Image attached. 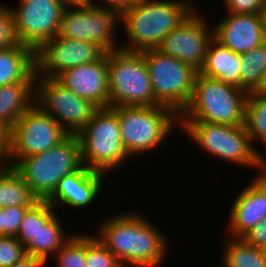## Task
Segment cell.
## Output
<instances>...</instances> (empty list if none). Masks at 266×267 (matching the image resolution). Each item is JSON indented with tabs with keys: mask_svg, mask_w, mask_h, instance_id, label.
Instances as JSON below:
<instances>
[{
	"mask_svg": "<svg viewBox=\"0 0 266 267\" xmlns=\"http://www.w3.org/2000/svg\"><path fill=\"white\" fill-rule=\"evenodd\" d=\"M114 214L97 228L101 243L123 267H160L170 250L166 235L137 211Z\"/></svg>",
	"mask_w": 266,
	"mask_h": 267,
	"instance_id": "1",
	"label": "cell"
},
{
	"mask_svg": "<svg viewBox=\"0 0 266 267\" xmlns=\"http://www.w3.org/2000/svg\"><path fill=\"white\" fill-rule=\"evenodd\" d=\"M196 0H136L120 13L127 43L121 50H155L196 8ZM126 44V46H125Z\"/></svg>",
	"mask_w": 266,
	"mask_h": 267,
	"instance_id": "2",
	"label": "cell"
},
{
	"mask_svg": "<svg viewBox=\"0 0 266 267\" xmlns=\"http://www.w3.org/2000/svg\"><path fill=\"white\" fill-rule=\"evenodd\" d=\"M249 93L222 80L197 73L194 92L180 122H208L244 126Z\"/></svg>",
	"mask_w": 266,
	"mask_h": 267,
	"instance_id": "3",
	"label": "cell"
},
{
	"mask_svg": "<svg viewBox=\"0 0 266 267\" xmlns=\"http://www.w3.org/2000/svg\"><path fill=\"white\" fill-rule=\"evenodd\" d=\"M118 117L121 141L129 156H141L164 144L179 128L180 116L163 105L110 107Z\"/></svg>",
	"mask_w": 266,
	"mask_h": 267,
	"instance_id": "4",
	"label": "cell"
},
{
	"mask_svg": "<svg viewBox=\"0 0 266 267\" xmlns=\"http://www.w3.org/2000/svg\"><path fill=\"white\" fill-rule=\"evenodd\" d=\"M81 166L79 138L77 135H68L53 148L20 158L12 167L39 200H47L59 181Z\"/></svg>",
	"mask_w": 266,
	"mask_h": 267,
	"instance_id": "5",
	"label": "cell"
},
{
	"mask_svg": "<svg viewBox=\"0 0 266 267\" xmlns=\"http://www.w3.org/2000/svg\"><path fill=\"white\" fill-rule=\"evenodd\" d=\"M77 136L81 162L88 169L108 175L131 158L121 141L117 114L110 107L99 108Z\"/></svg>",
	"mask_w": 266,
	"mask_h": 267,
	"instance_id": "6",
	"label": "cell"
},
{
	"mask_svg": "<svg viewBox=\"0 0 266 267\" xmlns=\"http://www.w3.org/2000/svg\"><path fill=\"white\" fill-rule=\"evenodd\" d=\"M110 107L157 106L149 70L141 52L107 53Z\"/></svg>",
	"mask_w": 266,
	"mask_h": 267,
	"instance_id": "7",
	"label": "cell"
},
{
	"mask_svg": "<svg viewBox=\"0 0 266 267\" xmlns=\"http://www.w3.org/2000/svg\"><path fill=\"white\" fill-rule=\"evenodd\" d=\"M179 128L209 155L258 171L259 155L244 126L208 122H180Z\"/></svg>",
	"mask_w": 266,
	"mask_h": 267,
	"instance_id": "8",
	"label": "cell"
},
{
	"mask_svg": "<svg viewBox=\"0 0 266 267\" xmlns=\"http://www.w3.org/2000/svg\"><path fill=\"white\" fill-rule=\"evenodd\" d=\"M142 53L149 70L154 98L180 116L192 99L198 71L156 49Z\"/></svg>",
	"mask_w": 266,
	"mask_h": 267,
	"instance_id": "9",
	"label": "cell"
},
{
	"mask_svg": "<svg viewBox=\"0 0 266 267\" xmlns=\"http://www.w3.org/2000/svg\"><path fill=\"white\" fill-rule=\"evenodd\" d=\"M118 24V25H117ZM120 13L117 10L94 5L66 7L63 11L58 36L89 41L105 53L118 51L116 44ZM116 27V28H115Z\"/></svg>",
	"mask_w": 266,
	"mask_h": 267,
	"instance_id": "10",
	"label": "cell"
},
{
	"mask_svg": "<svg viewBox=\"0 0 266 267\" xmlns=\"http://www.w3.org/2000/svg\"><path fill=\"white\" fill-rule=\"evenodd\" d=\"M35 104L49 114L68 135H78L99 109L55 78L36 76Z\"/></svg>",
	"mask_w": 266,
	"mask_h": 267,
	"instance_id": "11",
	"label": "cell"
},
{
	"mask_svg": "<svg viewBox=\"0 0 266 267\" xmlns=\"http://www.w3.org/2000/svg\"><path fill=\"white\" fill-rule=\"evenodd\" d=\"M67 136L57 121L33 104L11 129L9 166L53 148Z\"/></svg>",
	"mask_w": 266,
	"mask_h": 267,
	"instance_id": "12",
	"label": "cell"
},
{
	"mask_svg": "<svg viewBox=\"0 0 266 267\" xmlns=\"http://www.w3.org/2000/svg\"><path fill=\"white\" fill-rule=\"evenodd\" d=\"M12 7L17 42L37 51L46 41L58 35L66 8L59 0H19Z\"/></svg>",
	"mask_w": 266,
	"mask_h": 267,
	"instance_id": "13",
	"label": "cell"
},
{
	"mask_svg": "<svg viewBox=\"0 0 266 267\" xmlns=\"http://www.w3.org/2000/svg\"><path fill=\"white\" fill-rule=\"evenodd\" d=\"M200 9L196 8L168 33L156 49L161 54L191 65L198 72L204 64L208 44L213 39V27H210L206 21L207 16H203Z\"/></svg>",
	"mask_w": 266,
	"mask_h": 267,
	"instance_id": "14",
	"label": "cell"
},
{
	"mask_svg": "<svg viewBox=\"0 0 266 267\" xmlns=\"http://www.w3.org/2000/svg\"><path fill=\"white\" fill-rule=\"evenodd\" d=\"M104 54L95 43L57 35L35 51L36 76L56 78L63 71L97 61Z\"/></svg>",
	"mask_w": 266,
	"mask_h": 267,
	"instance_id": "15",
	"label": "cell"
},
{
	"mask_svg": "<svg viewBox=\"0 0 266 267\" xmlns=\"http://www.w3.org/2000/svg\"><path fill=\"white\" fill-rule=\"evenodd\" d=\"M213 26V38L236 54L247 53L266 42L263 14L226 13Z\"/></svg>",
	"mask_w": 266,
	"mask_h": 267,
	"instance_id": "16",
	"label": "cell"
},
{
	"mask_svg": "<svg viewBox=\"0 0 266 267\" xmlns=\"http://www.w3.org/2000/svg\"><path fill=\"white\" fill-rule=\"evenodd\" d=\"M55 79L98 108L110 107L107 53L97 61L65 70Z\"/></svg>",
	"mask_w": 266,
	"mask_h": 267,
	"instance_id": "17",
	"label": "cell"
},
{
	"mask_svg": "<svg viewBox=\"0 0 266 267\" xmlns=\"http://www.w3.org/2000/svg\"><path fill=\"white\" fill-rule=\"evenodd\" d=\"M107 174L82 165L77 171L65 175L47 201L58 210L59 205L70 208H87L99 198ZM65 205V206H64Z\"/></svg>",
	"mask_w": 266,
	"mask_h": 267,
	"instance_id": "18",
	"label": "cell"
},
{
	"mask_svg": "<svg viewBox=\"0 0 266 267\" xmlns=\"http://www.w3.org/2000/svg\"><path fill=\"white\" fill-rule=\"evenodd\" d=\"M235 197L229 209L228 236L241 238L266 216V186L256 176Z\"/></svg>",
	"mask_w": 266,
	"mask_h": 267,
	"instance_id": "19",
	"label": "cell"
},
{
	"mask_svg": "<svg viewBox=\"0 0 266 267\" xmlns=\"http://www.w3.org/2000/svg\"><path fill=\"white\" fill-rule=\"evenodd\" d=\"M35 51L19 42L0 49V87L18 82H35Z\"/></svg>",
	"mask_w": 266,
	"mask_h": 267,
	"instance_id": "20",
	"label": "cell"
},
{
	"mask_svg": "<svg viewBox=\"0 0 266 267\" xmlns=\"http://www.w3.org/2000/svg\"><path fill=\"white\" fill-rule=\"evenodd\" d=\"M241 54L222 46L214 38L209 42L199 73L241 88Z\"/></svg>",
	"mask_w": 266,
	"mask_h": 267,
	"instance_id": "21",
	"label": "cell"
},
{
	"mask_svg": "<svg viewBox=\"0 0 266 267\" xmlns=\"http://www.w3.org/2000/svg\"><path fill=\"white\" fill-rule=\"evenodd\" d=\"M35 104V82H18L0 87V122L10 130Z\"/></svg>",
	"mask_w": 266,
	"mask_h": 267,
	"instance_id": "22",
	"label": "cell"
},
{
	"mask_svg": "<svg viewBox=\"0 0 266 267\" xmlns=\"http://www.w3.org/2000/svg\"><path fill=\"white\" fill-rule=\"evenodd\" d=\"M56 212L42 225L29 244L25 247L26 254L48 262L50 255H55L74 235L66 233L64 225ZM65 231V232H64Z\"/></svg>",
	"mask_w": 266,
	"mask_h": 267,
	"instance_id": "23",
	"label": "cell"
},
{
	"mask_svg": "<svg viewBox=\"0 0 266 267\" xmlns=\"http://www.w3.org/2000/svg\"><path fill=\"white\" fill-rule=\"evenodd\" d=\"M39 199L13 167L0 168V208L32 207Z\"/></svg>",
	"mask_w": 266,
	"mask_h": 267,
	"instance_id": "24",
	"label": "cell"
},
{
	"mask_svg": "<svg viewBox=\"0 0 266 267\" xmlns=\"http://www.w3.org/2000/svg\"><path fill=\"white\" fill-rule=\"evenodd\" d=\"M220 257L223 267H265L264 249L246 243L242 238L228 236Z\"/></svg>",
	"mask_w": 266,
	"mask_h": 267,
	"instance_id": "25",
	"label": "cell"
},
{
	"mask_svg": "<svg viewBox=\"0 0 266 267\" xmlns=\"http://www.w3.org/2000/svg\"><path fill=\"white\" fill-rule=\"evenodd\" d=\"M244 128L247 131L253 146L257 140L265 147L266 154V93H249L246 108Z\"/></svg>",
	"mask_w": 266,
	"mask_h": 267,
	"instance_id": "26",
	"label": "cell"
},
{
	"mask_svg": "<svg viewBox=\"0 0 266 267\" xmlns=\"http://www.w3.org/2000/svg\"><path fill=\"white\" fill-rule=\"evenodd\" d=\"M241 88L248 93L255 92L261 84L266 70V42L241 54Z\"/></svg>",
	"mask_w": 266,
	"mask_h": 267,
	"instance_id": "27",
	"label": "cell"
},
{
	"mask_svg": "<svg viewBox=\"0 0 266 267\" xmlns=\"http://www.w3.org/2000/svg\"><path fill=\"white\" fill-rule=\"evenodd\" d=\"M55 212L56 209L47 200L37 201L26 210L16 238L26 247L35 238L40 225L44 224Z\"/></svg>",
	"mask_w": 266,
	"mask_h": 267,
	"instance_id": "28",
	"label": "cell"
},
{
	"mask_svg": "<svg viewBox=\"0 0 266 267\" xmlns=\"http://www.w3.org/2000/svg\"><path fill=\"white\" fill-rule=\"evenodd\" d=\"M52 257H55L56 267H85L86 233H75Z\"/></svg>",
	"mask_w": 266,
	"mask_h": 267,
	"instance_id": "29",
	"label": "cell"
},
{
	"mask_svg": "<svg viewBox=\"0 0 266 267\" xmlns=\"http://www.w3.org/2000/svg\"><path fill=\"white\" fill-rule=\"evenodd\" d=\"M86 234L85 267H123L117 257L95 235Z\"/></svg>",
	"mask_w": 266,
	"mask_h": 267,
	"instance_id": "30",
	"label": "cell"
},
{
	"mask_svg": "<svg viewBox=\"0 0 266 267\" xmlns=\"http://www.w3.org/2000/svg\"><path fill=\"white\" fill-rule=\"evenodd\" d=\"M25 255V246L16 237L0 236V267H11Z\"/></svg>",
	"mask_w": 266,
	"mask_h": 267,
	"instance_id": "31",
	"label": "cell"
},
{
	"mask_svg": "<svg viewBox=\"0 0 266 267\" xmlns=\"http://www.w3.org/2000/svg\"><path fill=\"white\" fill-rule=\"evenodd\" d=\"M18 43L14 34L13 16L11 8L0 4V49Z\"/></svg>",
	"mask_w": 266,
	"mask_h": 267,
	"instance_id": "32",
	"label": "cell"
},
{
	"mask_svg": "<svg viewBox=\"0 0 266 267\" xmlns=\"http://www.w3.org/2000/svg\"><path fill=\"white\" fill-rule=\"evenodd\" d=\"M226 12L236 14H263L266 0H223Z\"/></svg>",
	"mask_w": 266,
	"mask_h": 267,
	"instance_id": "33",
	"label": "cell"
},
{
	"mask_svg": "<svg viewBox=\"0 0 266 267\" xmlns=\"http://www.w3.org/2000/svg\"><path fill=\"white\" fill-rule=\"evenodd\" d=\"M30 207L8 206L4 208V236L16 237L26 210Z\"/></svg>",
	"mask_w": 266,
	"mask_h": 267,
	"instance_id": "34",
	"label": "cell"
},
{
	"mask_svg": "<svg viewBox=\"0 0 266 267\" xmlns=\"http://www.w3.org/2000/svg\"><path fill=\"white\" fill-rule=\"evenodd\" d=\"M256 248L266 249V216L241 237Z\"/></svg>",
	"mask_w": 266,
	"mask_h": 267,
	"instance_id": "35",
	"label": "cell"
},
{
	"mask_svg": "<svg viewBox=\"0 0 266 267\" xmlns=\"http://www.w3.org/2000/svg\"><path fill=\"white\" fill-rule=\"evenodd\" d=\"M10 133L11 130L0 122V168L9 166Z\"/></svg>",
	"mask_w": 266,
	"mask_h": 267,
	"instance_id": "36",
	"label": "cell"
},
{
	"mask_svg": "<svg viewBox=\"0 0 266 267\" xmlns=\"http://www.w3.org/2000/svg\"><path fill=\"white\" fill-rule=\"evenodd\" d=\"M135 1L136 0H89V4L99 7L111 8L121 13Z\"/></svg>",
	"mask_w": 266,
	"mask_h": 267,
	"instance_id": "37",
	"label": "cell"
},
{
	"mask_svg": "<svg viewBox=\"0 0 266 267\" xmlns=\"http://www.w3.org/2000/svg\"><path fill=\"white\" fill-rule=\"evenodd\" d=\"M47 262L31 255H25L11 267H44Z\"/></svg>",
	"mask_w": 266,
	"mask_h": 267,
	"instance_id": "38",
	"label": "cell"
},
{
	"mask_svg": "<svg viewBox=\"0 0 266 267\" xmlns=\"http://www.w3.org/2000/svg\"><path fill=\"white\" fill-rule=\"evenodd\" d=\"M256 177L259 178L266 186V155L264 156L262 155V153L259 155L258 171Z\"/></svg>",
	"mask_w": 266,
	"mask_h": 267,
	"instance_id": "39",
	"label": "cell"
},
{
	"mask_svg": "<svg viewBox=\"0 0 266 267\" xmlns=\"http://www.w3.org/2000/svg\"><path fill=\"white\" fill-rule=\"evenodd\" d=\"M65 7L89 5V0H59Z\"/></svg>",
	"mask_w": 266,
	"mask_h": 267,
	"instance_id": "40",
	"label": "cell"
},
{
	"mask_svg": "<svg viewBox=\"0 0 266 267\" xmlns=\"http://www.w3.org/2000/svg\"><path fill=\"white\" fill-rule=\"evenodd\" d=\"M256 92L266 93V70L263 74V78H262L260 87L256 90Z\"/></svg>",
	"mask_w": 266,
	"mask_h": 267,
	"instance_id": "41",
	"label": "cell"
},
{
	"mask_svg": "<svg viewBox=\"0 0 266 267\" xmlns=\"http://www.w3.org/2000/svg\"><path fill=\"white\" fill-rule=\"evenodd\" d=\"M0 236H4V208H0Z\"/></svg>",
	"mask_w": 266,
	"mask_h": 267,
	"instance_id": "42",
	"label": "cell"
},
{
	"mask_svg": "<svg viewBox=\"0 0 266 267\" xmlns=\"http://www.w3.org/2000/svg\"><path fill=\"white\" fill-rule=\"evenodd\" d=\"M263 19H264V29H265V39H266V9L263 12Z\"/></svg>",
	"mask_w": 266,
	"mask_h": 267,
	"instance_id": "43",
	"label": "cell"
},
{
	"mask_svg": "<svg viewBox=\"0 0 266 267\" xmlns=\"http://www.w3.org/2000/svg\"><path fill=\"white\" fill-rule=\"evenodd\" d=\"M265 267H266V249L264 250Z\"/></svg>",
	"mask_w": 266,
	"mask_h": 267,
	"instance_id": "44",
	"label": "cell"
}]
</instances>
